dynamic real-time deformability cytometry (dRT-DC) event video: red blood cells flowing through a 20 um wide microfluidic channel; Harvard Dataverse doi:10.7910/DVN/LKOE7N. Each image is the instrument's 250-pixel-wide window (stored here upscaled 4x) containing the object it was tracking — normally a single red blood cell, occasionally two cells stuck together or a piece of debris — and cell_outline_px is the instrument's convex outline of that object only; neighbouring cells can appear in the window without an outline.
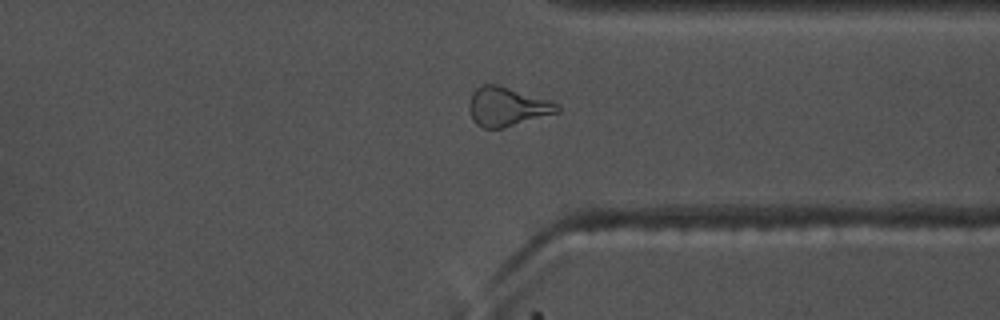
{"species": "common noctule bat (a hibernating species)", "species_latin": "Nyctalus noctula", "temperature_condition": "warm", "stored_images_in_passage": 47, "camera_frame_rate_fps": 3000, "um_per_image_px": 0.085, "animal": {"sex": "male", "body_mass_g": 17.5, "forearm_length_mm": 52.3}, "frame": {"image": 1, "passage_image": 34, "time_ms": 11.0, "image_size_px": [1000, 320], "cell_outline_px": [[560, 112], [504, 128], [484, 128], [476, 124], [472, 120], [468, 108], [468, 104], [472, 92], [480, 84], [496, 84], [560, 104]], "centroid_in_image_um": [43.07, 9.08], "position_along_channel_um": 368.3, "area_um2": 20.06}}
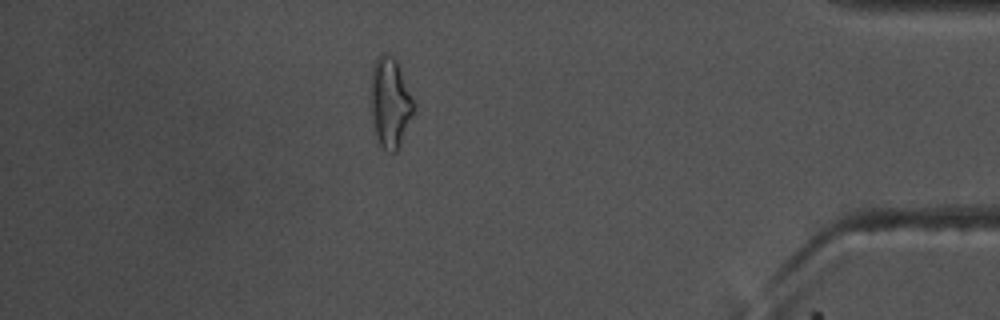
{"frame": {"image": 2, "passage_image": 40, "time_ms": 13.0, "image_size_px": [1000, 320], "cell_outline_px": [[416, 104], [412, 116], [400, 144], [396, 152], [392, 152], [380, 148], [376, 136], [372, 120], [372, 68], [380, 52], [388, 52], [396, 60]], "centroid_in_image_um": [33.17, 8.72], "position_along_channel_um": 402.0, "area_um2": 22.37}, "authors_computed_cell_mechanics": {"area_um2": 19.2474, "velocity_mm_per_s": 3.732, "shape_relaxation_time_tau1_ms": 9.1129, "shape_relaxation_time_tau2_ms": 2.6704, "deformation_change_tau1": 0.2327, "deformation_change_tau2": 0.1132}}